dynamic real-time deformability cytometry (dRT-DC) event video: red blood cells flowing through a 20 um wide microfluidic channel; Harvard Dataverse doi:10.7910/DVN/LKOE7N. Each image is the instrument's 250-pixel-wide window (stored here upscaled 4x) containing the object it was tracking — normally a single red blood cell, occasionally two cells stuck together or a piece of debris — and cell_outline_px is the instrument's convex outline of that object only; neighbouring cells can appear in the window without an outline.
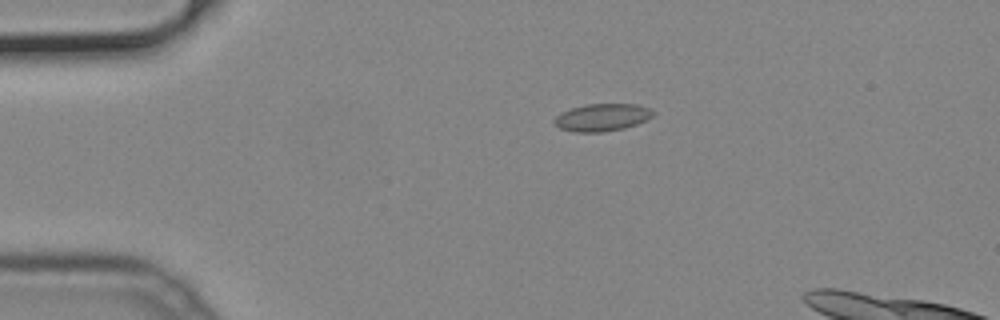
{"species": "common noctule bat (a hibernating species)", "species_latin": "Nyctalus noctula", "temperature_condition": "cold", "stored_images_in_passage": 38, "camera_frame_rate_fps": 3000, "um_per_image_px": 0.085, "animal": {"sex": "male", "body_mass_g": 19.2, "forearm_length_mm": 51.8}, "frame": {"image": 1, "passage_image": 1, "time_ms": 0.0, "image_size_px": [1000, 320], "cell_outline_px": [[656, 112], [648, 120], [624, 128], [604, 132], [576, 132], [560, 128], [552, 120], [556, 116], [572, 108], [584, 104], [636, 104], [648, 108]], "centroid_in_image_um": [51.21, 9.98], "position_along_channel_um": 33.8, "area_um2": 15.72}}
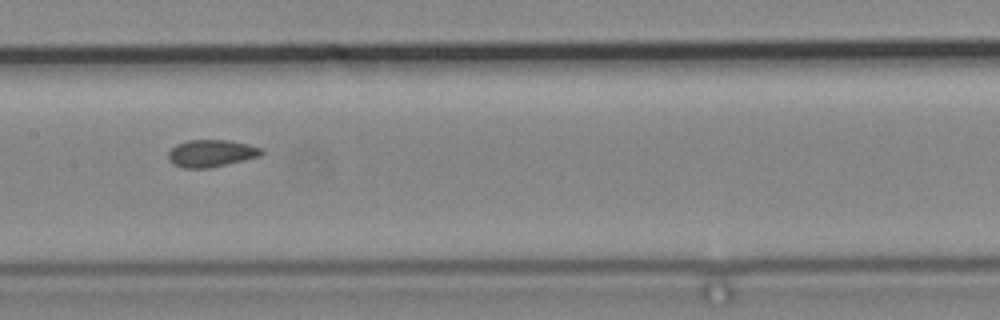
{"frame": {"image": 2, "passage_image": 16, "time_ms": 5.0, "image_size_px": [1000, 320], "cell_outline_px": [[264, 152], [260, 156], [244, 160], [208, 168], [184, 168], [172, 164], [168, 160], [168, 152], [176, 144], [188, 140], [232, 140], [264, 148]], "centroid_in_image_um": [17.96, 13.02], "position_along_channel_um": 189.4, "area_um2": 14.91}}
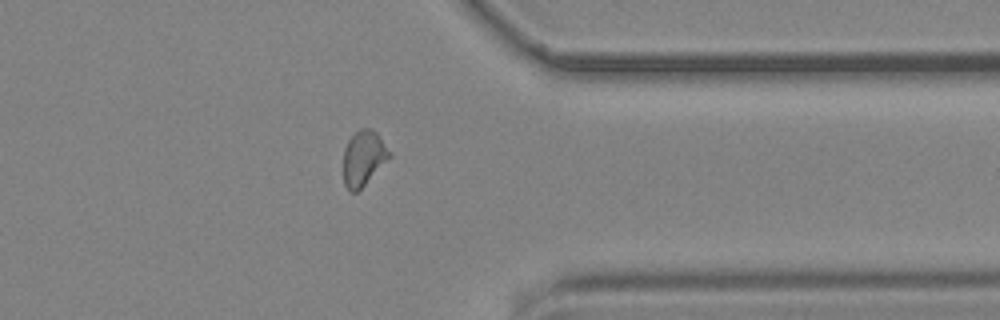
{"frame": {"image": 3, "passage_image": 31, "time_ms": 10.0, "image_size_px": [1000, 320], "cell_outline_px": [[392, 156], [356, 192], [348, 192], [344, 184], [344, 148], [348, 140], [360, 128], [372, 128], [376, 132], [392, 152]], "centroid_in_image_um": [30.91, 13.42], "position_along_channel_um": 380.5, "area_um2": 14.74}}